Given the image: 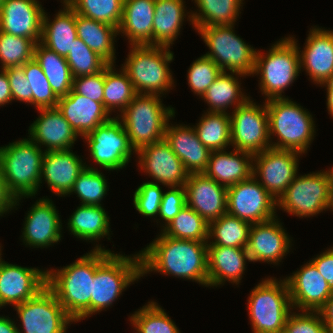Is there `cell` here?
I'll return each mask as SVG.
<instances>
[{
  "label": "cell",
  "instance_id": "cell-1",
  "mask_svg": "<svg viewBox=\"0 0 333 333\" xmlns=\"http://www.w3.org/2000/svg\"><path fill=\"white\" fill-rule=\"evenodd\" d=\"M207 245V242L171 238L160 232L139 251L142 277L156 272L208 287Z\"/></svg>",
  "mask_w": 333,
  "mask_h": 333
},
{
  "label": "cell",
  "instance_id": "cell-2",
  "mask_svg": "<svg viewBox=\"0 0 333 333\" xmlns=\"http://www.w3.org/2000/svg\"><path fill=\"white\" fill-rule=\"evenodd\" d=\"M97 249L112 252L96 244L90 252L77 258L70 265L47 270V287L75 323L90 316V297L97 269Z\"/></svg>",
  "mask_w": 333,
  "mask_h": 333
},
{
  "label": "cell",
  "instance_id": "cell-3",
  "mask_svg": "<svg viewBox=\"0 0 333 333\" xmlns=\"http://www.w3.org/2000/svg\"><path fill=\"white\" fill-rule=\"evenodd\" d=\"M44 153L29 137L0 147V169L8 192L15 198L13 209L21 199L38 193Z\"/></svg>",
  "mask_w": 333,
  "mask_h": 333
},
{
  "label": "cell",
  "instance_id": "cell-4",
  "mask_svg": "<svg viewBox=\"0 0 333 333\" xmlns=\"http://www.w3.org/2000/svg\"><path fill=\"white\" fill-rule=\"evenodd\" d=\"M142 277L139 252L132 255L113 253L97 249V269L95 270L90 316L108 309L129 287Z\"/></svg>",
  "mask_w": 333,
  "mask_h": 333
},
{
  "label": "cell",
  "instance_id": "cell-5",
  "mask_svg": "<svg viewBox=\"0 0 333 333\" xmlns=\"http://www.w3.org/2000/svg\"><path fill=\"white\" fill-rule=\"evenodd\" d=\"M122 64L137 94L166 95L174 85L169 63L174 60L171 47L161 45H130Z\"/></svg>",
  "mask_w": 333,
  "mask_h": 333
},
{
  "label": "cell",
  "instance_id": "cell-6",
  "mask_svg": "<svg viewBox=\"0 0 333 333\" xmlns=\"http://www.w3.org/2000/svg\"><path fill=\"white\" fill-rule=\"evenodd\" d=\"M265 103L271 147L306 154L316 133L313 115L289 98L270 99ZM274 136L276 142L272 141Z\"/></svg>",
  "mask_w": 333,
  "mask_h": 333
},
{
  "label": "cell",
  "instance_id": "cell-7",
  "mask_svg": "<svg viewBox=\"0 0 333 333\" xmlns=\"http://www.w3.org/2000/svg\"><path fill=\"white\" fill-rule=\"evenodd\" d=\"M161 97L155 94H136L129 105L116 115L135 152L164 140L167 123L175 117V108L165 107Z\"/></svg>",
  "mask_w": 333,
  "mask_h": 333
},
{
  "label": "cell",
  "instance_id": "cell-8",
  "mask_svg": "<svg viewBox=\"0 0 333 333\" xmlns=\"http://www.w3.org/2000/svg\"><path fill=\"white\" fill-rule=\"evenodd\" d=\"M261 51L256 50L253 76L260 77L258 86L265 101L288 98L282 95L284 90L301 73L296 42L290 37H284L272 44L267 53Z\"/></svg>",
  "mask_w": 333,
  "mask_h": 333
},
{
  "label": "cell",
  "instance_id": "cell-9",
  "mask_svg": "<svg viewBox=\"0 0 333 333\" xmlns=\"http://www.w3.org/2000/svg\"><path fill=\"white\" fill-rule=\"evenodd\" d=\"M247 310L253 333L284 332L293 311L285 278L265 277L251 291Z\"/></svg>",
  "mask_w": 333,
  "mask_h": 333
},
{
  "label": "cell",
  "instance_id": "cell-10",
  "mask_svg": "<svg viewBox=\"0 0 333 333\" xmlns=\"http://www.w3.org/2000/svg\"><path fill=\"white\" fill-rule=\"evenodd\" d=\"M234 26L200 27L196 32L210 50L204 56L212 59L224 72L253 76L257 49L235 34Z\"/></svg>",
  "mask_w": 333,
  "mask_h": 333
},
{
  "label": "cell",
  "instance_id": "cell-11",
  "mask_svg": "<svg viewBox=\"0 0 333 333\" xmlns=\"http://www.w3.org/2000/svg\"><path fill=\"white\" fill-rule=\"evenodd\" d=\"M329 172L320 170L294 178L277 200V209L296 217H313L326 211Z\"/></svg>",
  "mask_w": 333,
  "mask_h": 333
},
{
  "label": "cell",
  "instance_id": "cell-12",
  "mask_svg": "<svg viewBox=\"0 0 333 333\" xmlns=\"http://www.w3.org/2000/svg\"><path fill=\"white\" fill-rule=\"evenodd\" d=\"M14 309L22 324L17 326L18 333H67L68 326L75 323L47 286Z\"/></svg>",
  "mask_w": 333,
  "mask_h": 333
},
{
  "label": "cell",
  "instance_id": "cell-13",
  "mask_svg": "<svg viewBox=\"0 0 333 333\" xmlns=\"http://www.w3.org/2000/svg\"><path fill=\"white\" fill-rule=\"evenodd\" d=\"M82 138L92 160L107 171L123 169L136 154L122 122L115 116Z\"/></svg>",
  "mask_w": 333,
  "mask_h": 333
},
{
  "label": "cell",
  "instance_id": "cell-14",
  "mask_svg": "<svg viewBox=\"0 0 333 333\" xmlns=\"http://www.w3.org/2000/svg\"><path fill=\"white\" fill-rule=\"evenodd\" d=\"M258 105L251 97L230 113L231 146L252 155L271 148L266 103Z\"/></svg>",
  "mask_w": 333,
  "mask_h": 333
},
{
  "label": "cell",
  "instance_id": "cell-15",
  "mask_svg": "<svg viewBox=\"0 0 333 333\" xmlns=\"http://www.w3.org/2000/svg\"><path fill=\"white\" fill-rule=\"evenodd\" d=\"M275 199L253 176L227 187V213L256 224L277 216Z\"/></svg>",
  "mask_w": 333,
  "mask_h": 333
},
{
  "label": "cell",
  "instance_id": "cell-16",
  "mask_svg": "<svg viewBox=\"0 0 333 333\" xmlns=\"http://www.w3.org/2000/svg\"><path fill=\"white\" fill-rule=\"evenodd\" d=\"M302 155L293 150L268 148L254 155L253 177L278 200L297 176Z\"/></svg>",
  "mask_w": 333,
  "mask_h": 333
},
{
  "label": "cell",
  "instance_id": "cell-17",
  "mask_svg": "<svg viewBox=\"0 0 333 333\" xmlns=\"http://www.w3.org/2000/svg\"><path fill=\"white\" fill-rule=\"evenodd\" d=\"M137 166L164 187L185 186L189 173L165 140L142 147L136 152ZM155 181V182H154Z\"/></svg>",
  "mask_w": 333,
  "mask_h": 333
},
{
  "label": "cell",
  "instance_id": "cell-18",
  "mask_svg": "<svg viewBox=\"0 0 333 333\" xmlns=\"http://www.w3.org/2000/svg\"><path fill=\"white\" fill-rule=\"evenodd\" d=\"M46 286L47 268L23 267L3 260L0 264V309L29 300Z\"/></svg>",
  "mask_w": 333,
  "mask_h": 333
},
{
  "label": "cell",
  "instance_id": "cell-19",
  "mask_svg": "<svg viewBox=\"0 0 333 333\" xmlns=\"http://www.w3.org/2000/svg\"><path fill=\"white\" fill-rule=\"evenodd\" d=\"M52 199H37L26 213L21 238L30 248H48L60 242L62 220Z\"/></svg>",
  "mask_w": 333,
  "mask_h": 333
},
{
  "label": "cell",
  "instance_id": "cell-20",
  "mask_svg": "<svg viewBox=\"0 0 333 333\" xmlns=\"http://www.w3.org/2000/svg\"><path fill=\"white\" fill-rule=\"evenodd\" d=\"M282 224L276 216L251 225L246 247L250 262L280 264L293 245V240Z\"/></svg>",
  "mask_w": 333,
  "mask_h": 333
},
{
  "label": "cell",
  "instance_id": "cell-21",
  "mask_svg": "<svg viewBox=\"0 0 333 333\" xmlns=\"http://www.w3.org/2000/svg\"><path fill=\"white\" fill-rule=\"evenodd\" d=\"M308 32L303 50H300L295 37H289L296 42L300 68L306 71L309 80L320 85L333 77V29L327 30L315 25Z\"/></svg>",
  "mask_w": 333,
  "mask_h": 333
},
{
  "label": "cell",
  "instance_id": "cell-22",
  "mask_svg": "<svg viewBox=\"0 0 333 333\" xmlns=\"http://www.w3.org/2000/svg\"><path fill=\"white\" fill-rule=\"evenodd\" d=\"M285 280L293 310L319 311L333 293V288L310 260Z\"/></svg>",
  "mask_w": 333,
  "mask_h": 333
},
{
  "label": "cell",
  "instance_id": "cell-23",
  "mask_svg": "<svg viewBox=\"0 0 333 333\" xmlns=\"http://www.w3.org/2000/svg\"><path fill=\"white\" fill-rule=\"evenodd\" d=\"M186 205L208 224L227 213V187L204 173L188 175L185 183Z\"/></svg>",
  "mask_w": 333,
  "mask_h": 333
},
{
  "label": "cell",
  "instance_id": "cell-24",
  "mask_svg": "<svg viewBox=\"0 0 333 333\" xmlns=\"http://www.w3.org/2000/svg\"><path fill=\"white\" fill-rule=\"evenodd\" d=\"M44 11L38 0H4L0 5V31L38 43Z\"/></svg>",
  "mask_w": 333,
  "mask_h": 333
},
{
  "label": "cell",
  "instance_id": "cell-25",
  "mask_svg": "<svg viewBox=\"0 0 333 333\" xmlns=\"http://www.w3.org/2000/svg\"><path fill=\"white\" fill-rule=\"evenodd\" d=\"M36 110L40 115L29 126L28 137L40 148L46 147L45 152L72 149L79 135L58 108Z\"/></svg>",
  "mask_w": 333,
  "mask_h": 333
},
{
  "label": "cell",
  "instance_id": "cell-26",
  "mask_svg": "<svg viewBox=\"0 0 333 333\" xmlns=\"http://www.w3.org/2000/svg\"><path fill=\"white\" fill-rule=\"evenodd\" d=\"M85 167L86 162L71 149L47 151L42 159L40 186L45 181L52 193L65 197Z\"/></svg>",
  "mask_w": 333,
  "mask_h": 333
},
{
  "label": "cell",
  "instance_id": "cell-27",
  "mask_svg": "<svg viewBox=\"0 0 333 333\" xmlns=\"http://www.w3.org/2000/svg\"><path fill=\"white\" fill-rule=\"evenodd\" d=\"M164 140L182 161L189 173H203L208 165L211 151L202 144L194 127L167 123Z\"/></svg>",
  "mask_w": 333,
  "mask_h": 333
},
{
  "label": "cell",
  "instance_id": "cell-28",
  "mask_svg": "<svg viewBox=\"0 0 333 333\" xmlns=\"http://www.w3.org/2000/svg\"><path fill=\"white\" fill-rule=\"evenodd\" d=\"M56 107L81 137L112 118L101 102L92 101L77 94L73 89L66 96L59 98Z\"/></svg>",
  "mask_w": 333,
  "mask_h": 333
},
{
  "label": "cell",
  "instance_id": "cell-29",
  "mask_svg": "<svg viewBox=\"0 0 333 333\" xmlns=\"http://www.w3.org/2000/svg\"><path fill=\"white\" fill-rule=\"evenodd\" d=\"M208 287H219L225 282L238 285L241 283L250 262L246 248L207 246Z\"/></svg>",
  "mask_w": 333,
  "mask_h": 333
},
{
  "label": "cell",
  "instance_id": "cell-30",
  "mask_svg": "<svg viewBox=\"0 0 333 333\" xmlns=\"http://www.w3.org/2000/svg\"><path fill=\"white\" fill-rule=\"evenodd\" d=\"M226 150L212 151L203 173L226 187L251 178L254 155L236 149Z\"/></svg>",
  "mask_w": 333,
  "mask_h": 333
},
{
  "label": "cell",
  "instance_id": "cell-31",
  "mask_svg": "<svg viewBox=\"0 0 333 333\" xmlns=\"http://www.w3.org/2000/svg\"><path fill=\"white\" fill-rule=\"evenodd\" d=\"M155 0H124L118 35L129 45H153Z\"/></svg>",
  "mask_w": 333,
  "mask_h": 333
},
{
  "label": "cell",
  "instance_id": "cell-32",
  "mask_svg": "<svg viewBox=\"0 0 333 333\" xmlns=\"http://www.w3.org/2000/svg\"><path fill=\"white\" fill-rule=\"evenodd\" d=\"M62 4L63 9L55 14L53 21L44 11L40 43L66 58L78 36L76 13L67 3Z\"/></svg>",
  "mask_w": 333,
  "mask_h": 333
},
{
  "label": "cell",
  "instance_id": "cell-33",
  "mask_svg": "<svg viewBox=\"0 0 333 333\" xmlns=\"http://www.w3.org/2000/svg\"><path fill=\"white\" fill-rule=\"evenodd\" d=\"M185 7L184 0H155L153 45L172 46L180 35L184 18L193 26L192 12Z\"/></svg>",
  "mask_w": 333,
  "mask_h": 333
},
{
  "label": "cell",
  "instance_id": "cell-34",
  "mask_svg": "<svg viewBox=\"0 0 333 333\" xmlns=\"http://www.w3.org/2000/svg\"><path fill=\"white\" fill-rule=\"evenodd\" d=\"M67 229L77 239L97 242L104 237L110 240V217L103 206L83 205L75 209L67 222Z\"/></svg>",
  "mask_w": 333,
  "mask_h": 333
},
{
  "label": "cell",
  "instance_id": "cell-35",
  "mask_svg": "<svg viewBox=\"0 0 333 333\" xmlns=\"http://www.w3.org/2000/svg\"><path fill=\"white\" fill-rule=\"evenodd\" d=\"M239 77L246 78L236 72H221L201 97L209 106L206 112L228 113V108L231 111V107H234V110L250 98L243 92Z\"/></svg>",
  "mask_w": 333,
  "mask_h": 333
},
{
  "label": "cell",
  "instance_id": "cell-36",
  "mask_svg": "<svg viewBox=\"0 0 333 333\" xmlns=\"http://www.w3.org/2000/svg\"><path fill=\"white\" fill-rule=\"evenodd\" d=\"M77 36L91 50L98 53L109 64H114L116 59L115 38L118 29L110 24L95 21L76 13Z\"/></svg>",
  "mask_w": 333,
  "mask_h": 333
},
{
  "label": "cell",
  "instance_id": "cell-37",
  "mask_svg": "<svg viewBox=\"0 0 333 333\" xmlns=\"http://www.w3.org/2000/svg\"><path fill=\"white\" fill-rule=\"evenodd\" d=\"M197 10L192 12L193 28L235 25L244 0H192Z\"/></svg>",
  "mask_w": 333,
  "mask_h": 333
},
{
  "label": "cell",
  "instance_id": "cell-38",
  "mask_svg": "<svg viewBox=\"0 0 333 333\" xmlns=\"http://www.w3.org/2000/svg\"><path fill=\"white\" fill-rule=\"evenodd\" d=\"M34 58L47 77L55 95L60 98L69 94L73 87V76L66 58L40 42L36 43Z\"/></svg>",
  "mask_w": 333,
  "mask_h": 333
},
{
  "label": "cell",
  "instance_id": "cell-39",
  "mask_svg": "<svg viewBox=\"0 0 333 333\" xmlns=\"http://www.w3.org/2000/svg\"><path fill=\"white\" fill-rule=\"evenodd\" d=\"M250 227V223L226 213L209 223L207 246L246 248Z\"/></svg>",
  "mask_w": 333,
  "mask_h": 333
},
{
  "label": "cell",
  "instance_id": "cell-40",
  "mask_svg": "<svg viewBox=\"0 0 333 333\" xmlns=\"http://www.w3.org/2000/svg\"><path fill=\"white\" fill-rule=\"evenodd\" d=\"M199 140L211 152L231 146L230 113L205 112L196 126L193 125Z\"/></svg>",
  "mask_w": 333,
  "mask_h": 333
},
{
  "label": "cell",
  "instance_id": "cell-41",
  "mask_svg": "<svg viewBox=\"0 0 333 333\" xmlns=\"http://www.w3.org/2000/svg\"><path fill=\"white\" fill-rule=\"evenodd\" d=\"M115 68V64L105 67L103 106L110 115L115 110L120 114L137 94L127 73Z\"/></svg>",
  "mask_w": 333,
  "mask_h": 333
},
{
  "label": "cell",
  "instance_id": "cell-42",
  "mask_svg": "<svg viewBox=\"0 0 333 333\" xmlns=\"http://www.w3.org/2000/svg\"><path fill=\"white\" fill-rule=\"evenodd\" d=\"M209 224L187 205L161 232L171 238L208 242Z\"/></svg>",
  "mask_w": 333,
  "mask_h": 333
},
{
  "label": "cell",
  "instance_id": "cell-43",
  "mask_svg": "<svg viewBox=\"0 0 333 333\" xmlns=\"http://www.w3.org/2000/svg\"><path fill=\"white\" fill-rule=\"evenodd\" d=\"M90 165L87 164L79 174L67 196L75 193L81 201L80 204L102 206L101 202L109 191V183L101 170Z\"/></svg>",
  "mask_w": 333,
  "mask_h": 333
},
{
  "label": "cell",
  "instance_id": "cell-44",
  "mask_svg": "<svg viewBox=\"0 0 333 333\" xmlns=\"http://www.w3.org/2000/svg\"><path fill=\"white\" fill-rule=\"evenodd\" d=\"M129 318L135 333H181L175 322L156 301H150L140 307Z\"/></svg>",
  "mask_w": 333,
  "mask_h": 333
},
{
  "label": "cell",
  "instance_id": "cell-45",
  "mask_svg": "<svg viewBox=\"0 0 333 333\" xmlns=\"http://www.w3.org/2000/svg\"><path fill=\"white\" fill-rule=\"evenodd\" d=\"M67 4L75 13L117 29L122 20L124 0H69Z\"/></svg>",
  "mask_w": 333,
  "mask_h": 333
},
{
  "label": "cell",
  "instance_id": "cell-46",
  "mask_svg": "<svg viewBox=\"0 0 333 333\" xmlns=\"http://www.w3.org/2000/svg\"><path fill=\"white\" fill-rule=\"evenodd\" d=\"M36 42L0 31V68L21 67L34 58Z\"/></svg>",
  "mask_w": 333,
  "mask_h": 333
},
{
  "label": "cell",
  "instance_id": "cell-47",
  "mask_svg": "<svg viewBox=\"0 0 333 333\" xmlns=\"http://www.w3.org/2000/svg\"><path fill=\"white\" fill-rule=\"evenodd\" d=\"M66 60L73 78L96 74L109 64L78 37L74 40L71 52L67 55Z\"/></svg>",
  "mask_w": 333,
  "mask_h": 333
},
{
  "label": "cell",
  "instance_id": "cell-48",
  "mask_svg": "<svg viewBox=\"0 0 333 333\" xmlns=\"http://www.w3.org/2000/svg\"><path fill=\"white\" fill-rule=\"evenodd\" d=\"M21 67L33 91L34 108H55L59 98L53 92L47 77L35 58L27 61Z\"/></svg>",
  "mask_w": 333,
  "mask_h": 333
},
{
  "label": "cell",
  "instance_id": "cell-49",
  "mask_svg": "<svg viewBox=\"0 0 333 333\" xmlns=\"http://www.w3.org/2000/svg\"><path fill=\"white\" fill-rule=\"evenodd\" d=\"M221 72L212 59L204 55L197 58L187 70V81L191 91L201 98Z\"/></svg>",
  "mask_w": 333,
  "mask_h": 333
},
{
  "label": "cell",
  "instance_id": "cell-50",
  "mask_svg": "<svg viewBox=\"0 0 333 333\" xmlns=\"http://www.w3.org/2000/svg\"><path fill=\"white\" fill-rule=\"evenodd\" d=\"M162 186L158 183L143 182L133 194V205L139 214L146 217H157L162 201Z\"/></svg>",
  "mask_w": 333,
  "mask_h": 333
},
{
  "label": "cell",
  "instance_id": "cell-51",
  "mask_svg": "<svg viewBox=\"0 0 333 333\" xmlns=\"http://www.w3.org/2000/svg\"><path fill=\"white\" fill-rule=\"evenodd\" d=\"M299 312V313H298ZM285 333H327L326 325L319 311H297L289 314Z\"/></svg>",
  "mask_w": 333,
  "mask_h": 333
},
{
  "label": "cell",
  "instance_id": "cell-52",
  "mask_svg": "<svg viewBox=\"0 0 333 333\" xmlns=\"http://www.w3.org/2000/svg\"><path fill=\"white\" fill-rule=\"evenodd\" d=\"M186 206V191L184 186L170 187L164 191L158 217L162 220L161 230Z\"/></svg>",
  "mask_w": 333,
  "mask_h": 333
},
{
  "label": "cell",
  "instance_id": "cell-53",
  "mask_svg": "<svg viewBox=\"0 0 333 333\" xmlns=\"http://www.w3.org/2000/svg\"><path fill=\"white\" fill-rule=\"evenodd\" d=\"M105 84V68L92 75H84L73 78L72 89L80 95H83L92 101L101 102L103 104Z\"/></svg>",
  "mask_w": 333,
  "mask_h": 333
},
{
  "label": "cell",
  "instance_id": "cell-54",
  "mask_svg": "<svg viewBox=\"0 0 333 333\" xmlns=\"http://www.w3.org/2000/svg\"><path fill=\"white\" fill-rule=\"evenodd\" d=\"M7 73L9 84L11 87L12 101L18 100L25 104L33 105V91L30 83L24 75L22 67H10L4 69Z\"/></svg>",
  "mask_w": 333,
  "mask_h": 333
},
{
  "label": "cell",
  "instance_id": "cell-55",
  "mask_svg": "<svg viewBox=\"0 0 333 333\" xmlns=\"http://www.w3.org/2000/svg\"><path fill=\"white\" fill-rule=\"evenodd\" d=\"M310 261L316 266L319 273L333 288V247L328 248Z\"/></svg>",
  "mask_w": 333,
  "mask_h": 333
},
{
  "label": "cell",
  "instance_id": "cell-56",
  "mask_svg": "<svg viewBox=\"0 0 333 333\" xmlns=\"http://www.w3.org/2000/svg\"><path fill=\"white\" fill-rule=\"evenodd\" d=\"M15 198L8 192L0 169V217L13 210Z\"/></svg>",
  "mask_w": 333,
  "mask_h": 333
},
{
  "label": "cell",
  "instance_id": "cell-57",
  "mask_svg": "<svg viewBox=\"0 0 333 333\" xmlns=\"http://www.w3.org/2000/svg\"><path fill=\"white\" fill-rule=\"evenodd\" d=\"M12 102L11 87L4 69L0 70V107Z\"/></svg>",
  "mask_w": 333,
  "mask_h": 333
},
{
  "label": "cell",
  "instance_id": "cell-58",
  "mask_svg": "<svg viewBox=\"0 0 333 333\" xmlns=\"http://www.w3.org/2000/svg\"><path fill=\"white\" fill-rule=\"evenodd\" d=\"M326 325L327 333H333V293L327 299L325 305L319 310Z\"/></svg>",
  "mask_w": 333,
  "mask_h": 333
},
{
  "label": "cell",
  "instance_id": "cell-59",
  "mask_svg": "<svg viewBox=\"0 0 333 333\" xmlns=\"http://www.w3.org/2000/svg\"><path fill=\"white\" fill-rule=\"evenodd\" d=\"M0 333H18L17 324L9 316L0 315Z\"/></svg>",
  "mask_w": 333,
  "mask_h": 333
},
{
  "label": "cell",
  "instance_id": "cell-60",
  "mask_svg": "<svg viewBox=\"0 0 333 333\" xmlns=\"http://www.w3.org/2000/svg\"><path fill=\"white\" fill-rule=\"evenodd\" d=\"M319 86L325 87L326 89V94H327V110L328 114L333 118V77L331 79H328L324 83L320 84Z\"/></svg>",
  "mask_w": 333,
  "mask_h": 333
},
{
  "label": "cell",
  "instance_id": "cell-61",
  "mask_svg": "<svg viewBox=\"0 0 333 333\" xmlns=\"http://www.w3.org/2000/svg\"><path fill=\"white\" fill-rule=\"evenodd\" d=\"M329 172V194L326 210L333 211V166L328 169Z\"/></svg>",
  "mask_w": 333,
  "mask_h": 333
},
{
  "label": "cell",
  "instance_id": "cell-62",
  "mask_svg": "<svg viewBox=\"0 0 333 333\" xmlns=\"http://www.w3.org/2000/svg\"><path fill=\"white\" fill-rule=\"evenodd\" d=\"M2 245L0 244V264H1V262L3 261V259H2V247H1Z\"/></svg>",
  "mask_w": 333,
  "mask_h": 333
},
{
  "label": "cell",
  "instance_id": "cell-63",
  "mask_svg": "<svg viewBox=\"0 0 333 333\" xmlns=\"http://www.w3.org/2000/svg\"><path fill=\"white\" fill-rule=\"evenodd\" d=\"M69 0H61V3H67Z\"/></svg>",
  "mask_w": 333,
  "mask_h": 333
}]
</instances>
